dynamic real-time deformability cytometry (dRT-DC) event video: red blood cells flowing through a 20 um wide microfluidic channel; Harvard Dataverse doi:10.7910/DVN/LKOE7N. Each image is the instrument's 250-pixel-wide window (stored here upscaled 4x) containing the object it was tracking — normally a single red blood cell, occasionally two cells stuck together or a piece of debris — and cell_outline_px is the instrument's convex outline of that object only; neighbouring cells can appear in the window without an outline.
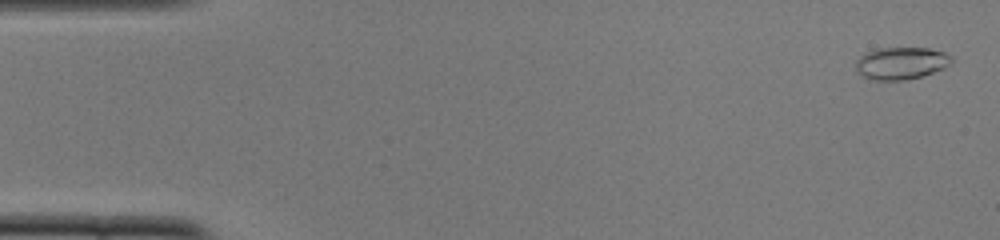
{"species": "common noctule bat (a hibernating species)", "species_latin": "Nyctalus noctula", "temperature_condition": "cold", "stored_images_in_passage": 52, "camera_frame_rate_fps": 3000, "um_per_image_px": 0.085, "animal": {"sex": "female", "body_mass_g": 22.0, "forearm_length_mm": 56.7}, "frame": {"image": 1, "passage_image": 2, "time_ms": 0.333, "image_size_px": [1000, 240], "cell_outline_px": [[952, 60], [944, 68], [908, 80], [872, 80], [856, 72], [856, 60], [864, 52], [876, 48], [928, 48], [944, 52], [952, 56]], "centroid_in_image_um": [76.55, 5.36], "position_along_channel_um": 8.4, "area_um2": 18.03}}
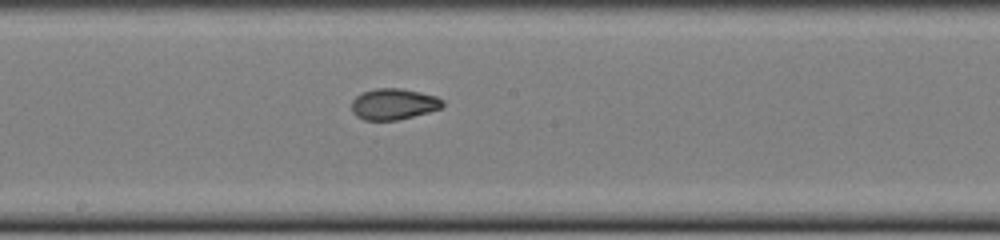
{"frame": {"image": 2, "passage_image": 28, "time_ms": 9.0, "image_size_px": [1000, 240], "cell_outline_px": [[444, 104], [440, 108], [428, 112], [396, 120], [364, 120], [356, 116], [352, 112], [352, 100], [356, 96], [364, 92], [376, 88], [400, 88], [420, 92], [436, 96], [444, 100]], "centroid_in_image_um": [33.45, 8.84], "position_along_channel_um": 214.8, "area_um2": 16.42}}
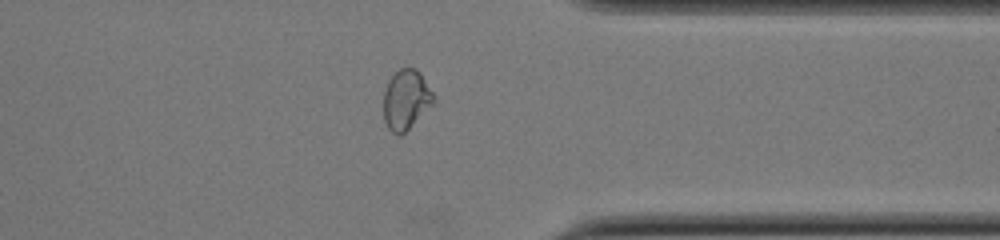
{"frame": {"image": 3, "passage_image": 41, "time_ms": 13.333, "image_size_px": [1000, 240], "cell_outline_px": [[436, 100], [400, 136], [396, 136], [388, 128], [384, 120], [384, 92], [388, 80], [400, 68], [416, 68], [420, 72], [436, 96]], "centroid_in_image_um": [34.52, 8.45], "position_along_channel_um": 376.9, "area_um2": 17.34}, "authors_computed_cell_mechanics": {"area_um2": 17.3111, "velocity_mm_per_s": 3.8901, "shape_relaxation_time_tau1_ms": 3.9505, "shape_relaxation_time_tau2_ms": 1.5068, "deformation_change_tau1": 0.1738, "deformation_change_tau2": 0.0553}}